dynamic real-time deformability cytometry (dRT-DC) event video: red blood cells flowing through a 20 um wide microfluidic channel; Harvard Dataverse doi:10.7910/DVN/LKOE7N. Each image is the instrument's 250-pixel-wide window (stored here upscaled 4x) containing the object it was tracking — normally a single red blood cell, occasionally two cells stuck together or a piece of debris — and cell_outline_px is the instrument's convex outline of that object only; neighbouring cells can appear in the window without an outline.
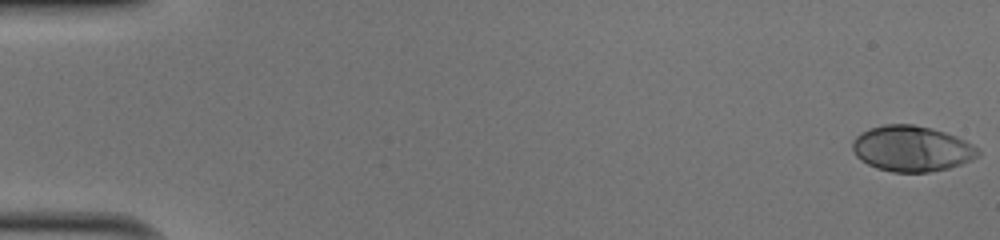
{"species": "human", "species_latin": "Homo sapiens", "temperature_condition": "cold", "stored_images_in_passage": 51, "camera_frame_rate_fps": 3000, "um_per_image_px": 0.085, "donor": {"sex": "male"}, "frame": {"image": 1, "passage_image": 1, "time_ms": 0.0, "image_size_px": [1000, 240], "cell_outline_px": [[980, 156], [972, 160], [948, 168], [928, 172], [892, 172], [876, 168], [860, 160], [856, 156], [852, 148], [852, 140], [860, 132], [884, 124], [912, 124], [932, 128], [956, 136], [980, 148]], "centroid_in_image_um": [77.5, 12.63], "position_along_channel_um": 7.5, "area_um2": 33.58}}
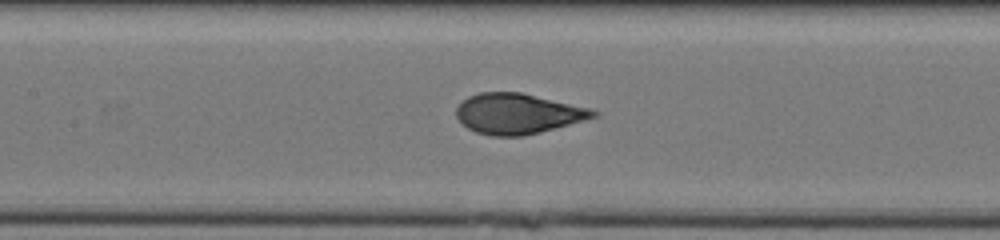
{"frame": {"image": 2, "passage_image": 25, "time_ms": 8.0, "image_size_px": [1000, 240], "cell_outline_px": [[600, 116], [540, 132], [524, 136], [492, 136], [476, 132], [468, 128], [456, 116], [456, 108], [468, 96], [480, 92], [520, 92], [592, 108], [600, 112]], "centroid_in_image_um": [44.06, 9.66], "position_along_channel_um": 163.3, "area_um2": 32.31}}
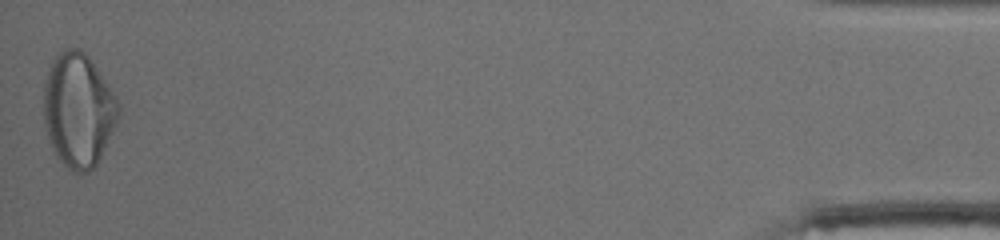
{"frame": {"image": 3, "passage_image": 51, "time_ms": 16.667, "image_size_px": [1000, 240], "cell_outline_px": [[120, 116], [96, 164], [88, 172], [72, 172], [56, 156], [48, 136], [44, 124], [44, 80], [52, 60], [56, 52], [64, 48], [80, 48], [88, 56], [108, 84], [116, 96], [120, 104]], "centroid_in_image_um": [6.65, 9.32], "position_along_channel_um": 428.6, "area_um2": 49.71}, "authors_computed_cell_mechanics": {"area_um2": 32.5414, "velocity_mm_per_s": 4.0668, "shape_relaxation_time_tau1_ms": 3.3319, "shape_relaxation_time_tau2_ms": null, "deformation_change_tau1": 0.1864, "deformation_change_tau2": null}}